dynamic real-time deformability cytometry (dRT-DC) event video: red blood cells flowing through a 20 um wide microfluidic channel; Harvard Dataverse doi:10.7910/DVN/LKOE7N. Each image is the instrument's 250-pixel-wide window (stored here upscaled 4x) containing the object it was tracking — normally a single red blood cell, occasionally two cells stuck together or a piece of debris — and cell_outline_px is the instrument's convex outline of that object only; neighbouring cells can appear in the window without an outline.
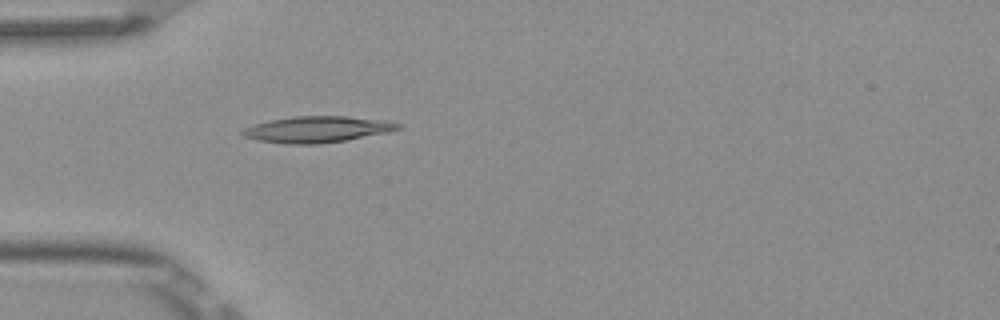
{"species": "Egyptian fruit bat (a non-hibernating species)", "species_latin": "Rousettus aegyptiacus", "temperature_condition": "room temperature", "stored_images_in_passage": 4, "camera_frame_rate_fps": 3000, "um_per_image_px": 0.085, "frame": {"image": 1, "passage_image": 4, "time_ms": 1.0, "image_size_px": [1000, 320], "cell_outline_px": [[404, 128], [388, 132], [348, 140], [316, 144], [284, 144], [260, 140], [244, 136], [240, 132], [244, 128], [268, 120], [292, 116], [348, 116], [388, 120], [404, 124]], "centroid_in_image_um": [27.05, 10.98], "position_along_channel_um": 57.9, "area_um2": 24.04}}